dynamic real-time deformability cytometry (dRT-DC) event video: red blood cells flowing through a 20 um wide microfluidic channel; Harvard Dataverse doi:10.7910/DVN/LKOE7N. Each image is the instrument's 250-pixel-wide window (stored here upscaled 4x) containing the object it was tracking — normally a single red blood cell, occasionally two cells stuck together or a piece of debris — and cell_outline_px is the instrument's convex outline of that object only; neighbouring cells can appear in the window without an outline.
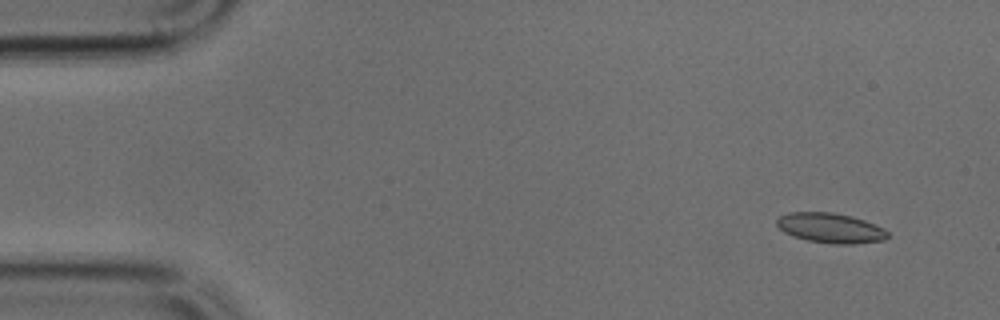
{"species": "common noctule bat (a hibernating species)", "species_latin": "Nyctalus noctula", "temperature_condition": "cold", "stored_images_in_passage": 11, "camera_frame_rate_fps": 3000, "um_per_image_px": 0.085, "animal": {"sex": "male", "body_mass_g": 17.9, "forearm_length_mm": 54.2}, "frame": {"image": 1, "passage_image": 1, "time_ms": 0.0, "image_size_px": [1000, 320], "cell_outline_px": [[888, 236], [884, 240], [856, 244], [832, 244], [808, 240], [792, 236], [784, 232], [776, 224], [776, 220], [780, 216], [788, 212], [832, 212], [852, 216], [864, 220], [884, 228], [888, 232]], "centroid_in_image_um": [70.59, 19.38], "position_along_channel_um": 14.4, "area_um2": 19.42}}
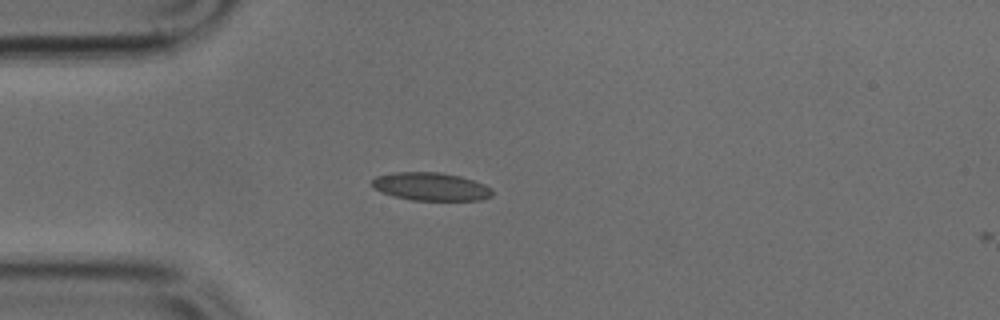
{"frame": {"image": 2, "passage_image": 10, "time_ms": 3.0, "image_size_px": [1000, 320], "cell_outline_px": [[492, 196], [480, 200], [412, 200], [392, 196], [380, 192], [372, 184], [372, 180], [376, 176], [396, 172], [440, 172], [460, 176], [484, 184], [492, 188]], "centroid_in_image_um": [36.62, 15.86], "position_along_channel_um": 48.4, "area_um2": 19.65}}